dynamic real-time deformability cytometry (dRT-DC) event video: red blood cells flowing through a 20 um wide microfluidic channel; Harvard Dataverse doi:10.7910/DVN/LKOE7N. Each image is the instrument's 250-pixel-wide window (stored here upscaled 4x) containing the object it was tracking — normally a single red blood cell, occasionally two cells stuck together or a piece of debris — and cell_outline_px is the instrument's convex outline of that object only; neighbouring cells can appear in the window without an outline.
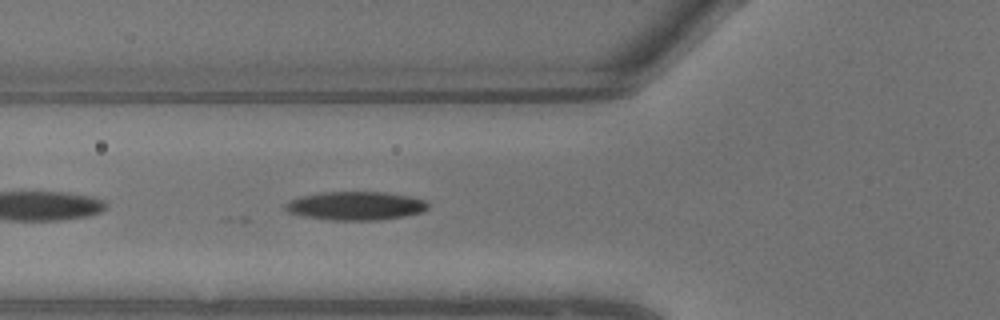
{"species": "common noctule bat (a hibernating species)", "species_latin": "Nyctalus noctula", "temperature_condition": "warm", "stored_images_in_passage": 7, "camera_frame_rate_fps": 3000, "um_per_image_px": 0.085, "animal": {"sex": "male", "body_mass_g": 13.3}, "frame": {"image": 1, "passage_image": 7, "time_ms": 2.0, "image_size_px": [1000, 320], "cell_outline_px": [[428, 208], [420, 212], [404, 216], [376, 220], [332, 220], [304, 216], [288, 212], [284, 208], [284, 204], [300, 196], [320, 192], [384, 192], [408, 196], [428, 200]], "centroid_in_image_um": [30.22, 17.49], "position_along_channel_um": 95.6, "area_um2": 23.64}}